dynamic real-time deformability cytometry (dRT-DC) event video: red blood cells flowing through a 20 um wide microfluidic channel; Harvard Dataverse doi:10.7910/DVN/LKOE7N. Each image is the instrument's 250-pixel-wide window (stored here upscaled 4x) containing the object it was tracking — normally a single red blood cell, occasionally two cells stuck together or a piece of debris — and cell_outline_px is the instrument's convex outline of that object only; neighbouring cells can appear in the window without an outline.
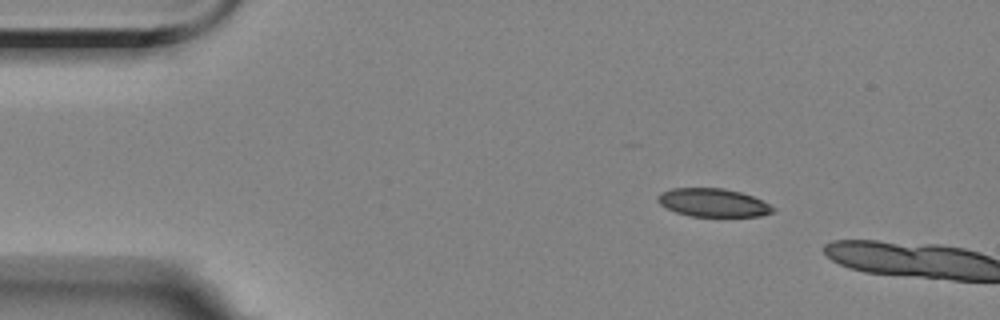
{"species": "Egyptian fruit bat (a non-hibernating species)", "species_latin": "Rousettus aegyptiacus", "temperature_condition": "room temperature", "stored_images_in_passage": 2, "camera_frame_rate_fps": 3000, "um_per_image_px": 0.085, "animal": {"sex": "female"}, "frame": {"image": 1, "passage_image": 1, "time_ms": 0.0, "image_size_px": [1000, 320], "cell_outline_px": [[776, 208], [772, 212], [760, 216], [688, 216], [676, 212], [660, 204], [656, 200], [656, 196], [660, 192], [672, 188], [724, 188], [740, 192], [752, 196]], "centroid_in_image_um": [60.57, 17.22], "position_along_channel_um": 24.4, "area_um2": 18.9}}